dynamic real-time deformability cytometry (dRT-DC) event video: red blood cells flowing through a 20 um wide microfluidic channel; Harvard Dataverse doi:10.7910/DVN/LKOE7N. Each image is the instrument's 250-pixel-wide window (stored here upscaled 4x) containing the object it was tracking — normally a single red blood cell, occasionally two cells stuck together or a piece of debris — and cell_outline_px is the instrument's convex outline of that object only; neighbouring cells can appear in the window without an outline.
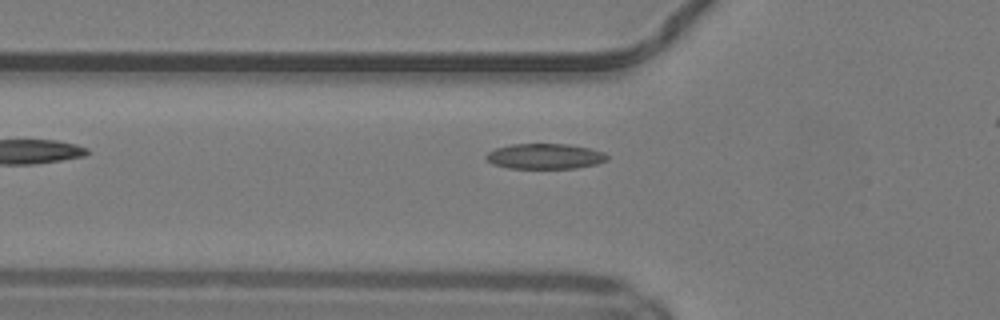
{"species": "common noctule bat (a hibernating species)", "species_latin": "Nyctalus noctula", "temperature_condition": "warm", "stored_images_in_passage": 30, "camera_frame_rate_fps": 3000, "um_per_image_px": 0.085, "animal": {"sex": "male", "body_mass_g": 19.2, "forearm_length_mm": 51.8}, "frame": {"image": 1, "passage_image": 3, "time_ms": 0.667, "image_size_px": [1000, 320], "cell_outline_px": [[608, 160], [596, 164], [576, 168], [508, 168], [492, 164], [484, 156], [488, 152], [496, 148], [512, 144], [568, 144], [588, 148], [604, 152], [608, 156]], "centroid_in_image_um": [46.32, 13.28], "position_along_channel_um": 79.5, "area_um2": 17.86}}
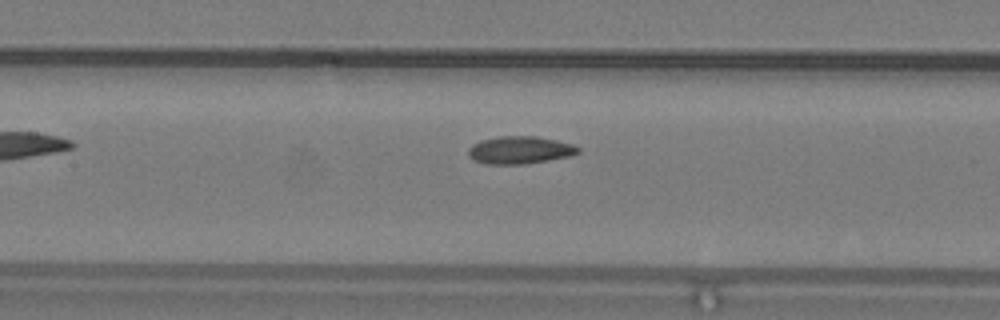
{"frame": {"image": 2, "passage_image": 9, "time_ms": 2.667, "image_size_px": [1000, 320], "cell_outline_px": [[580, 152], [572, 156], [524, 164], [484, 164], [468, 156], [468, 148], [472, 144], [480, 140], [500, 136], [536, 136], [556, 140], [572, 144], [580, 148]], "centroid_in_image_um": [44.19, 12.75], "position_along_channel_um": 163.2, "area_um2": 17.74}}
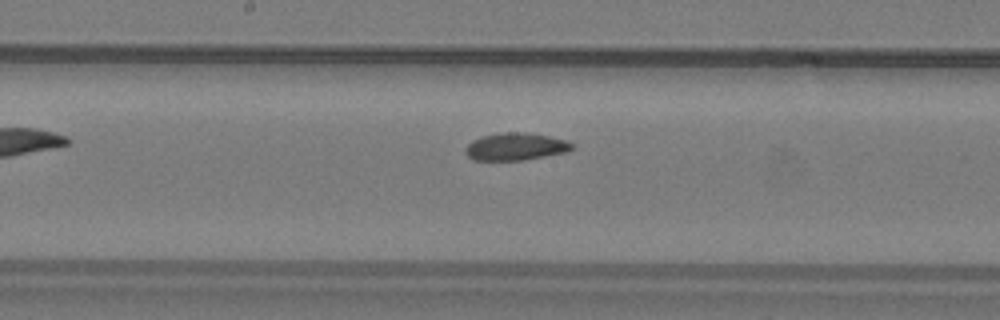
{"frame": {"image": 3, "passage_image": 12, "time_ms": 3.667, "image_size_px": [1000, 320], "cell_outline_px": [[576, 148], [568, 152], [524, 160], [472, 160], [464, 152], [464, 148], [472, 140], [484, 136], [504, 132], [528, 132], [568, 140]], "centroid_in_image_um": [43.86, 12.46], "position_along_channel_um": 204.3, "area_um2": 17.22}, "authors_computed_cell_mechanics": {"area_um2": 17.2533, "velocity_mm_per_s": 4.1308, "shape_relaxation_time_tau1_ms": null, "shape_relaxation_time_tau2_ms": 2.6916, "deformation_change_tau1": null, "deformation_change_tau2": 0.0708}}